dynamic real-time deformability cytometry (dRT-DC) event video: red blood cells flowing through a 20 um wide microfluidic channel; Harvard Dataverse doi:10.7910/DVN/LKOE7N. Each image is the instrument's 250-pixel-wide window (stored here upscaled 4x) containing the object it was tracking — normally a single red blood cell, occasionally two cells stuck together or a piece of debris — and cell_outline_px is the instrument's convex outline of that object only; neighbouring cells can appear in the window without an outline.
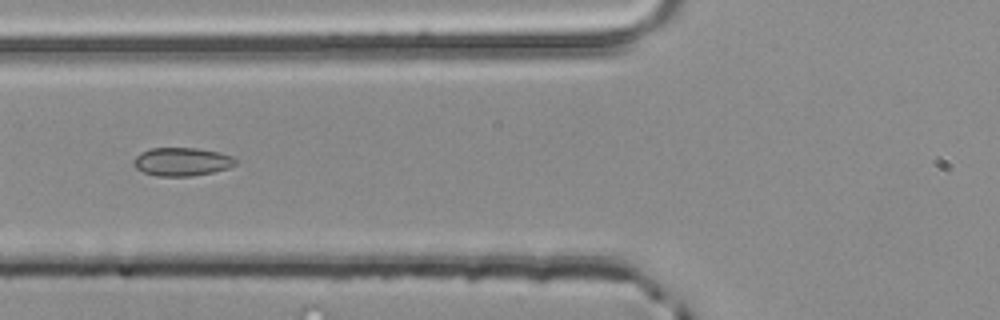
{"species": "common noctule bat (a hibernating species)", "species_latin": "Nyctalus noctula", "temperature_condition": "room temperature", "stored_images_in_passage": 5, "camera_frame_rate_fps": 3000, "um_per_image_px": 0.085, "animal": {"sex": "male", "body_mass_g": 20.4}, "frame": {"image": 1, "passage_image": 5, "time_ms": 1.333, "image_size_px": [1000, 320], "cell_outline_px": [[236, 164], [228, 168], [212, 172], [192, 176], [156, 176], [144, 172], [136, 168], [132, 164], [132, 160], [140, 152], [152, 148], [196, 148], [220, 152], [232, 156], [236, 160]], "centroid_in_image_um": [15.44, 13.74], "position_along_channel_um": 110.4, "area_um2": 16.88}}